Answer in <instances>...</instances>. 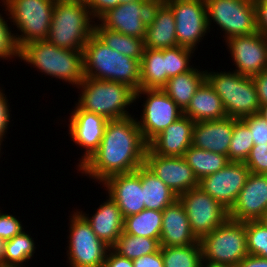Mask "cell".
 <instances>
[{"instance_id":"cell-18","label":"cell","mask_w":267,"mask_h":267,"mask_svg":"<svg viewBox=\"0 0 267 267\" xmlns=\"http://www.w3.org/2000/svg\"><path fill=\"white\" fill-rule=\"evenodd\" d=\"M71 111L68 131L76 145L84 149L78 168L98 149L101 143L107 119L101 115L82 110L76 103Z\"/></svg>"},{"instance_id":"cell-38","label":"cell","mask_w":267,"mask_h":267,"mask_svg":"<svg viewBox=\"0 0 267 267\" xmlns=\"http://www.w3.org/2000/svg\"><path fill=\"white\" fill-rule=\"evenodd\" d=\"M247 251L249 255L267 259V228L259 220L245 221Z\"/></svg>"},{"instance_id":"cell-5","label":"cell","mask_w":267,"mask_h":267,"mask_svg":"<svg viewBox=\"0 0 267 267\" xmlns=\"http://www.w3.org/2000/svg\"><path fill=\"white\" fill-rule=\"evenodd\" d=\"M77 88L81 94L76 104L82 110L101 115L107 120L132 116L127 110L128 106L136 103V91L127 84L84 77Z\"/></svg>"},{"instance_id":"cell-26","label":"cell","mask_w":267,"mask_h":267,"mask_svg":"<svg viewBox=\"0 0 267 267\" xmlns=\"http://www.w3.org/2000/svg\"><path fill=\"white\" fill-rule=\"evenodd\" d=\"M178 46L176 23L173 12L164 4L158 11L153 23L147 27L144 47L149 49H167Z\"/></svg>"},{"instance_id":"cell-45","label":"cell","mask_w":267,"mask_h":267,"mask_svg":"<svg viewBox=\"0 0 267 267\" xmlns=\"http://www.w3.org/2000/svg\"><path fill=\"white\" fill-rule=\"evenodd\" d=\"M256 24L259 33L267 36V0H254Z\"/></svg>"},{"instance_id":"cell-44","label":"cell","mask_w":267,"mask_h":267,"mask_svg":"<svg viewBox=\"0 0 267 267\" xmlns=\"http://www.w3.org/2000/svg\"><path fill=\"white\" fill-rule=\"evenodd\" d=\"M1 88V87H0ZM2 88L0 89V140L4 141L3 139L6 137L5 134L7 133L8 125L11 122V110L10 105L8 103V99L4 92H2ZM10 110V111H9Z\"/></svg>"},{"instance_id":"cell-23","label":"cell","mask_w":267,"mask_h":267,"mask_svg":"<svg viewBox=\"0 0 267 267\" xmlns=\"http://www.w3.org/2000/svg\"><path fill=\"white\" fill-rule=\"evenodd\" d=\"M160 246H188L199 240L192 233L183 204L177 199L163 211Z\"/></svg>"},{"instance_id":"cell-35","label":"cell","mask_w":267,"mask_h":267,"mask_svg":"<svg viewBox=\"0 0 267 267\" xmlns=\"http://www.w3.org/2000/svg\"><path fill=\"white\" fill-rule=\"evenodd\" d=\"M112 249L130 260L155 253L160 249L157 239L135 236L122 232Z\"/></svg>"},{"instance_id":"cell-53","label":"cell","mask_w":267,"mask_h":267,"mask_svg":"<svg viewBox=\"0 0 267 267\" xmlns=\"http://www.w3.org/2000/svg\"><path fill=\"white\" fill-rule=\"evenodd\" d=\"M262 224L267 228V211L263 214V216L259 219Z\"/></svg>"},{"instance_id":"cell-30","label":"cell","mask_w":267,"mask_h":267,"mask_svg":"<svg viewBox=\"0 0 267 267\" xmlns=\"http://www.w3.org/2000/svg\"><path fill=\"white\" fill-rule=\"evenodd\" d=\"M94 34L108 47L120 54L142 60L144 52V39L121 34L102 27L99 22L94 24Z\"/></svg>"},{"instance_id":"cell-22","label":"cell","mask_w":267,"mask_h":267,"mask_svg":"<svg viewBox=\"0 0 267 267\" xmlns=\"http://www.w3.org/2000/svg\"><path fill=\"white\" fill-rule=\"evenodd\" d=\"M237 118L225 117L218 120L196 122L192 145L196 148L228 155L234 123Z\"/></svg>"},{"instance_id":"cell-9","label":"cell","mask_w":267,"mask_h":267,"mask_svg":"<svg viewBox=\"0 0 267 267\" xmlns=\"http://www.w3.org/2000/svg\"><path fill=\"white\" fill-rule=\"evenodd\" d=\"M205 2L209 31L214 22L223 31L225 41L231 37L258 32L254 0H205Z\"/></svg>"},{"instance_id":"cell-6","label":"cell","mask_w":267,"mask_h":267,"mask_svg":"<svg viewBox=\"0 0 267 267\" xmlns=\"http://www.w3.org/2000/svg\"><path fill=\"white\" fill-rule=\"evenodd\" d=\"M205 80L221 98L227 116L242 119L259 113L260 103L252 77L236 71L205 70Z\"/></svg>"},{"instance_id":"cell-13","label":"cell","mask_w":267,"mask_h":267,"mask_svg":"<svg viewBox=\"0 0 267 267\" xmlns=\"http://www.w3.org/2000/svg\"><path fill=\"white\" fill-rule=\"evenodd\" d=\"M178 199L185 208L191 231L198 240L229 218L228 210L200 187L180 194Z\"/></svg>"},{"instance_id":"cell-3","label":"cell","mask_w":267,"mask_h":267,"mask_svg":"<svg viewBox=\"0 0 267 267\" xmlns=\"http://www.w3.org/2000/svg\"><path fill=\"white\" fill-rule=\"evenodd\" d=\"M85 0H56L46 41L59 48L83 51L95 21Z\"/></svg>"},{"instance_id":"cell-7","label":"cell","mask_w":267,"mask_h":267,"mask_svg":"<svg viewBox=\"0 0 267 267\" xmlns=\"http://www.w3.org/2000/svg\"><path fill=\"white\" fill-rule=\"evenodd\" d=\"M56 0H1L5 7L6 19L16 25L19 33H14L19 50L28 43L46 40L52 22Z\"/></svg>"},{"instance_id":"cell-34","label":"cell","mask_w":267,"mask_h":267,"mask_svg":"<svg viewBox=\"0 0 267 267\" xmlns=\"http://www.w3.org/2000/svg\"><path fill=\"white\" fill-rule=\"evenodd\" d=\"M164 267H201L200 242L188 246H160Z\"/></svg>"},{"instance_id":"cell-28","label":"cell","mask_w":267,"mask_h":267,"mask_svg":"<svg viewBox=\"0 0 267 267\" xmlns=\"http://www.w3.org/2000/svg\"><path fill=\"white\" fill-rule=\"evenodd\" d=\"M204 81L205 71H200L193 66L189 71L169 78L162 90L183 112L188 107L196 90Z\"/></svg>"},{"instance_id":"cell-1","label":"cell","mask_w":267,"mask_h":267,"mask_svg":"<svg viewBox=\"0 0 267 267\" xmlns=\"http://www.w3.org/2000/svg\"><path fill=\"white\" fill-rule=\"evenodd\" d=\"M147 148L137 118L108 120L98 149L77 170L100 184L144 165Z\"/></svg>"},{"instance_id":"cell-47","label":"cell","mask_w":267,"mask_h":267,"mask_svg":"<svg viewBox=\"0 0 267 267\" xmlns=\"http://www.w3.org/2000/svg\"><path fill=\"white\" fill-rule=\"evenodd\" d=\"M102 267H133V262L110 248Z\"/></svg>"},{"instance_id":"cell-52","label":"cell","mask_w":267,"mask_h":267,"mask_svg":"<svg viewBox=\"0 0 267 267\" xmlns=\"http://www.w3.org/2000/svg\"><path fill=\"white\" fill-rule=\"evenodd\" d=\"M201 267H235L231 265L212 264L206 261H202Z\"/></svg>"},{"instance_id":"cell-17","label":"cell","mask_w":267,"mask_h":267,"mask_svg":"<svg viewBox=\"0 0 267 267\" xmlns=\"http://www.w3.org/2000/svg\"><path fill=\"white\" fill-rule=\"evenodd\" d=\"M144 165L178 196L199 186L192 168L183 157L161 156L147 148Z\"/></svg>"},{"instance_id":"cell-25","label":"cell","mask_w":267,"mask_h":267,"mask_svg":"<svg viewBox=\"0 0 267 267\" xmlns=\"http://www.w3.org/2000/svg\"><path fill=\"white\" fill-rule=\"evenodd\" d=\"M183 114L195 122L227 117L221 98L206 80L196 90Z\"/></svg>"},{"instance_id":"cell-24","label":"cell","mask_w":267,"mask_h":267,"mask_svg":"<svg viewBox=\"0 0 267 267\" xmlns=\"http://www.w3.org/2000/svg\"><path fill=\"white\" fill-rule=\"evenodd\" d=\"M95 213L90 217L85 212L78 211L91 225L96 236L112 248L124 229V217L116 202L108 195Z\"/></svg>"},{"instance_id":"cell-31","label":"cell","mask_w":267,"mask_h":267,"mask_svg":"<svg viewBox=\"0 0 267 267\" xmlns=\"http://www.w3.org/2000/svg\"><path fill=\"white\" fill-rule=\"evenodd\" d=\"M162 218V211L144 209L137 214L124 218L123 232L160 241Z\"/></svg>"},{"instance_id":"cell-41","label":"cell","mask_w":267,"mask_h":267,"mask_svg":"<svg viewBox=\"0 0 267 267\" xmlns=\"http://www.w3.org/2000/svg\"><path fill=\"white\" fill-rule=\"evenodd\" d=\"M244 163L251 173L267 174V144L254 145Z\"/></svg>"},{"instance_id":"cell-46","label":"cell","mask_w":267,"mask_h":267,"mask_svg":"<svg viewBox=\"0 0 267 267\" xmlns=\"http://www.w3.org/2000/svg\"><path fill=\"white\" fill-rule=\"evenodd\" d=\"M133 267H164L161 250L132 260Z\"/></svg>"},{"instance_id":"cell-50","label":"cell","mask_w":267,"mask_h":267,"mask_svg":"<svg viewBox=\"0 0 267 267\" xmlns=\"http://www.w3.org/2000/svg\"><path fill=\"white\" fill-rule=\"evenodd\" d=\"M6 240L0 237V267H4V252Z\"/></svg>"},{"instance_id":"cell-55","label":"cell","mask_w":267,"mask_h":267,"mask_svg":"<svg viewBox=\"0 0 267 267\" xmlns=\"http://www.w3.org/2000/svg\"><path fill=\"white\" fill-rule=\"evenodd\" d=\"M3 143V141L2 140H0V154H1V147H2V144Z\"/></svg>"},{"instance_id":"cell-15","label":"cell","mask_w":267,"mask_h":267,"mask_svg":"<svg viewBox=\"0 0 267 267\" xmlns=\"http://www.w3.org/2000/svg\"><path fill=\"white\" fill-rule=\"evenodd\" d=\"M249 174V168L244 162L230 161L216 173L202 178L198 187L229 211Z\"/></svg>"},{"instance_id":"cell-39","label":"cell","mask_w":267,"mask_h":267,"mask_svg":"<svg viewBox=\"0 0 267 267\" xmlns=\"http://www.w3.org/2000/svg\"><path fill=\"white\" fill-rule=\"evenodd\" d=\"M10 28L12 27L8 26L5 17L0 13V59L8 61L10 58L19 59V48L16 45L14 32Z\"/></svg>"},{"instance_id":"cell-32","label":"cell","mask_w":267,"mask_h":267,"mask_svg":"<svg viewBox=\"0 0 267 267\" xmlns=\"http://www.w3.org/2000/svg\"><path fill=\"white\" fill-rule=\"evenodd\" d=\"M183 158L192 168L198 181L216 173L230 162L226 155L199 149L193 145L184 153Z\"/></svg>"},{"instance_id":"cell-10","label":"cell","mask_w":267,"mask_h":267,"mask_svg":"<svg viewBox=\"0 0 267 267\" xmlns=\"http://www.w3.org/2000/svg\"><path fill=\"white\" fill-rule=\"evenodd\" d=\"M164 4L165 0H139L120 4L96 21L104 28L144 39L147 27L153 23Z\"/></svg>"},{"instance_id":"cell-40","label":"cell","mask_w":267,"mask_h":267,"mask_svg":"<svg viewBox=\"0 0 267 267\" xmlns=\"http://www.w3.org/2000/svg\"><path fill=\"white\" fill-rule=\"evenodd\" d=\"M250 129L254 145L267 144V122L258 113L241 119Z\"/></svg>"},{"instance_id":"cell-14","label":"cell","mask_w":267,"mask_h":267,"mask_svg":"<svg viewBox=\"0 0 267 267\" xmlns=\"http://www.w3.org/2000/svg\"><path fill=\"white\" fill-rule=\"evenodd\" d=\"M173 12L176 23L177 44L192 50L208 34L205 0H165Z\"/></svg>"},{"instance_id":"cell-42","label":"cell","mask_w":267,"mask_h":267,"mask_svg":"<svg viewBox=\"0 0 267 267\" xmlns=\"http://www.w3.org/2000/svg\"><path fill=\"white\" fill-rule=\"evenodd\" d=\"M23 224L17 217L0 210V237L4 240L12 239L14 236L20 234L24 228Z\"/></svg>"},{"instance_id":"cell-36","label":"cell","mask_w":267,"mask_h":267,"mask_svg":"<svg viewBox=\"0 0 267 267\" xmlns=\"http://www.w3.org/2000/svg\"><path fill=\"white\" fill-rule=\"evenodd\" d=\"M254 142L249 127L238 119L234 123V130L230 141L227 158L229 161L245 162Z\"/></svg>"},{"instance_id":"cell-54","label":"cell","mask_w":267,"mask_h":267,"mask_svg":"<svg viewBox=\"0 0 267 267\" xmlns=\"http://www.w3.org/2000/svg\"><path fill=\"white\" fill-rule=\"evenodd\" d=\"M139 0H118V5L120 4H126V3H133Z\"/></svg>"},{"instance_id":"cell-20","label":"cell","mask_w":267,"mask_h":267,"mask_svg":"<svg viewBox=\"0 0 267 267\" xmlns=\"http://www.w3.org/2000/svg\"><path fill=\"white\" fill-rule=\"evenodd\" d=\"M102 185L124 218L145 209L141 178L136 171L113 175L103 181Z\"/></svg>"},{"instance_id":"cell-12","label":"cell","mask_w":267,"mask_h":267,"mask_svg":"<svg viewBox=\"0 0 267 267\" xmlns=\"http://www.w3.org/2000/svg\"><path fill=\"white\" fill-rule=\"evenodd\" d=\"M144 97L139 129L147 144L170 124L183 115L182 110L162 89H139L135 92V101Z\"/></svg>"},{"instance_id":"cell-51","label":"cell","mask_w":267,"mask_h":267,"mask_svg":"<svg viewBox=\"0 0 267 267\" xmlns=\"http://www.w3.org/2000/svg\"><path fill=\"white\" fill-rule=\"evenodd\" d=\"M258 114L261 117H263L265 119V121L267 122V102L260 105V109H259V113Z\"/></svg>"},{"instance_id":"cell-21","label":"cell","mask_w":267,"mask_h":267,"mask_svg":"<svg viewBox=\"0 0 267 267\" xmlns=\"http://www.w3.org/2000/svg\"><path fill=\"white\" fill-rule=\"evenodd\" d=\"M195 123V121L183 114L157 135L148 144V148L154 154L161 156L183 157L184 153L192 145Z\"/></svg>"},{"instance_id":"cell-48","label":"cell","mask_w":267,"mask_h":267,"mask_svg":"<svg viewBox=\"0 0 267 267\" xmlns=\"http://www.w3.org/2000/svg\"><path fill=\"white\" fill-rule=\"evenodd\" d=\"M260 105L267 102V70L252 77Z\"/></svg>"},{"instance_id":"cell-29","label":"cell","mask_w":267,"mask_h":267,"mask_svg":"<svg viewBox=\"0 0 267 267\" xmlns=\"http://www.w3.org/2000/svg\"><path fill=\"white\" fill-rule=\"evenodd\" d=\"M166 83L164 49L144 48L140 61V89H162Z\"/></svg>"},{"instance_id":"cell-2","label":"cell","mask_w":267,"mask_h":267,"mask_svg":"<svg viewBox=\"0 0 267 267\" xmlns=\"http://www.w3.org/2000/svg\"><path fill=\"white\" fill-rule=\"evenodd\" d=\"M83 73L86 78L127 84L140 89V61L106 46L94 33L83 49Z\"/></svg>"},{"instance_id":"cell-11","label":"cell","mask_w":267,"mask_h":267,"mask_svg":"<svg viewBox=\"0 0 267 267\" xmlns=\"http://www.w3.org/2000/svg\"><path fill=\"white\" fill-rule=\"evenodd\" d=\"M71 215L66 252L69 267H102L110 247L96 236L78 210Z\"/></svg>"},{"instance_id":"cell-33","label":"cell","mask_w":267,"mask_h":267,"mask_svg":"<svg viewBox=\"0 0 267 267\" xmlns=\"http://www.w3.org/2000/svg\"><path fill=\"white\" fill-rule=\"evenodd\" d=\"M33 239L31 234L29 235L23 230L12 239L6 240L4 267H26L23 263H28L36 250Z\"/></svg>"},{"instance_id":"cell-4","label":"cell","mask_w":267,"mask_h":267,"mask_svg":"<svg viewBox=\"0 0 267 267\" xmlns=\"http://www.w3.org/2000/svg\"><path fill=\"white\" fill-rule=\"evenodd\" d=\"M19 59L47 75L77 87L84 79L83 51L59 48L46 40L25 44Z\"/></svg>"},{"instance_id":"cell-49","label":"cell","mask_w":267,"mask_h":267,"mask_svg":"<svg viewBox=\"0 0 267 267\" xmlns=\"http://www.w3.org/2000/svg\"><path fill=\"white\" fill-rule=\"evenodd\" d=\"M237 267H267V259L248 254Z\"/></svg>"},{"instance_id":"cell-37","label":"cell","mask_w":267,"mask_h":267,"mask_svg":"<svg viewBox=\"0 0 267 267\" xmlns=\"http://www.w3.org/2000/svg\"><path fill=\"white\" fill-rule=\"evenodd\" d=\"M194 50L176 46L164 49L165 73L167 80L171 77L187 72L192 68L191 58Z\"/></svg>"},{"instance_id":"cell-16","label":"cell","mask_w":267,"mask_h":267,"mask_svg":"<svg viewBox=\"0 0 267 267\" xmlns=\"http://www.w3.org/2000/svg\"><path fill=\"white\" fill-rule=\"evenodd\" d=\"M237 73L253 77L267 70V36L255 34L231 37L226 40Z\"/></svg>"},{"instance_id":"cell-8","label":"cell","mask_w":267,"mask_h":267,"mask_svg":"<svg viewBox=\"0 0 267 267\" xmlns=\"http://www.w3.org/2000/svg\"><path fill=\"white\" fill-rule=\"evenodd\" d=\"M202 261L237 267L248 255L245 222L227 219L200 240Z\"/></svg>"},{"instance_id":"cell-19","label":"cell","mask_w":267,"mask_h":267,"mask_svg":"<svg viewBox=\"0 0 267 267\" xmlns=\"http://www.w3.org/2000/svg\"><path fill=\"white\" fill-rule=\"evenodd\" d=\"M267 211V174L248 175L245 185L228 211L229 219L235 221L259 220Z\"/></svg>"},{"instance_id":"cell-27","label":"cell","mask_w":267,"mask_h":267,"mask_svg":"<svg viewBox=\"0 0 267 267\" xmlns=\"http://www.w3.org/2000/svg\"><path fill=\"white\" fill-rule=\"evenodd\" d=\"M135 171L141 178L145 209L163 211L178 199V195L145 165Z\"/></svg>"},{"instance_id":"cell-43","label":"cell","mask_w":267,"mask_h":267,"mask_svg":"<svg viewBox=\"0 0 267 267\" xmlns=\"http://www.w3.org/2000/svg\"><path fill=\"white\" fill-rule=\"evenodd\" d=\"M85 2L94 20H98L109 9L118 6V0H85Z\"/></svg>"}]
</instances>
